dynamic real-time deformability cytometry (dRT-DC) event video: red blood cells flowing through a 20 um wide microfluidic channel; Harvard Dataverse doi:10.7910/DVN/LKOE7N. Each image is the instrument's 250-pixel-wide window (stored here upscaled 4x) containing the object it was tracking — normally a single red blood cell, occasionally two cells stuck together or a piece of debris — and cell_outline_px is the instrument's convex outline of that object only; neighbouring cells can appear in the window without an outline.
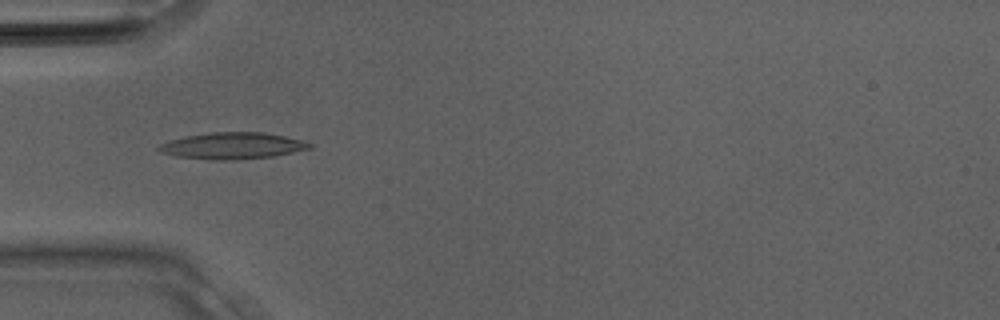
{"species": "Egyptian fruit bat (a non-hibernating species)", "species_latin": "Rousettus aegyptiacus", "temperature_condition": "room temperature", "stored_images_in_passage": 27, "camera_frame_rate_fps": 3000, "um_per_image_px": 0.085, "animal": {"sex": "male"}, "frame": {"image": 1, "passage_image": 6, "time_ms": 1.667, "image_size_px": [1000, 320], "cell_outline_px": [[312, 148], [272, 156], [232, 160], [208, 160], [176, 156], [160, 152], [156, 148], [160, 144], [184, 136], [208, 132], [264, 132], [284, 136], [300, 140], [312, 144]], "centroid_in_image_um": [19.72, 12.39], "position_along_channel_um": 65.3, "area_um2": 23.24}}
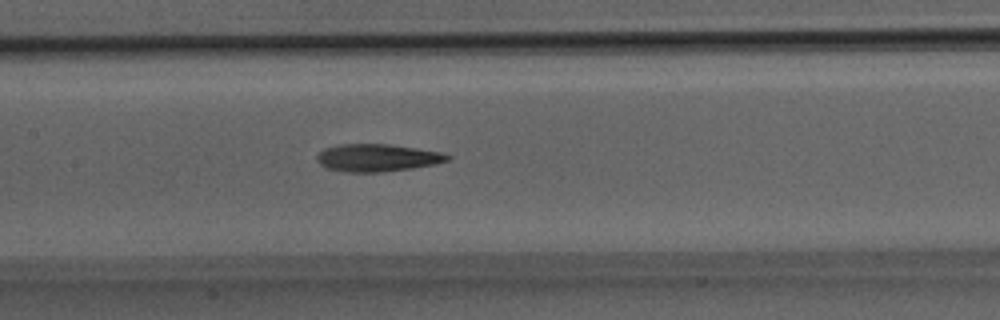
{"frame": {"image": 2, "passage_image": 11, "time_ms": 3.333, "image_size_px": [1000, 320], "cell_outline_px": [[452, 156], [448, 160], [436, 164], [412, 168], [380, 172], [348, 172], [324, 168], [316, 160], [316, 156], [324, 148], [340, 144], [388, 144], [416, 148], [440, 152]], "centroid_in_image_um": [32.04, 13.41], "position_along_channel_um": 175.4, "area_um2": 20.92}}
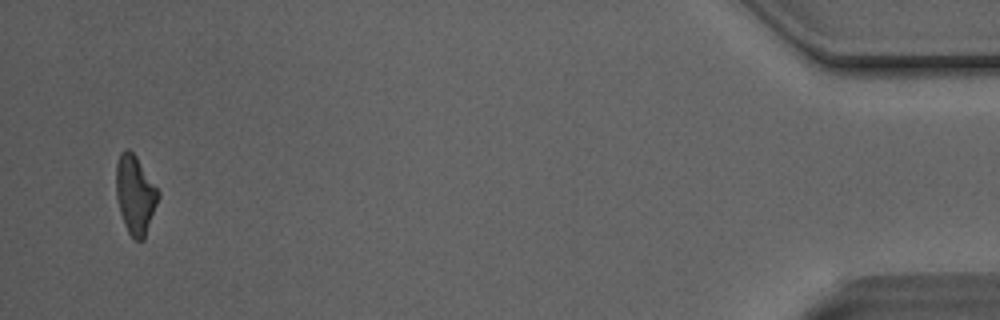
{"frame": {"image": 3, "passage_image": 26, "time_ms": 8.333, "image_size_px": [1000, 320], "cell_outline_px": [[160, 196], [144, 240], [136, 240], [128, 232], [124, 224], [120, 212], [116, 196], [116, 164], [120, 152], [124, 148], [128, 148], [136, 156], [160, 192]], "centroid_in_image_um": [11.49, 16.53], "position_along_channel_um": 423.7, "area_um2": 19.36}}